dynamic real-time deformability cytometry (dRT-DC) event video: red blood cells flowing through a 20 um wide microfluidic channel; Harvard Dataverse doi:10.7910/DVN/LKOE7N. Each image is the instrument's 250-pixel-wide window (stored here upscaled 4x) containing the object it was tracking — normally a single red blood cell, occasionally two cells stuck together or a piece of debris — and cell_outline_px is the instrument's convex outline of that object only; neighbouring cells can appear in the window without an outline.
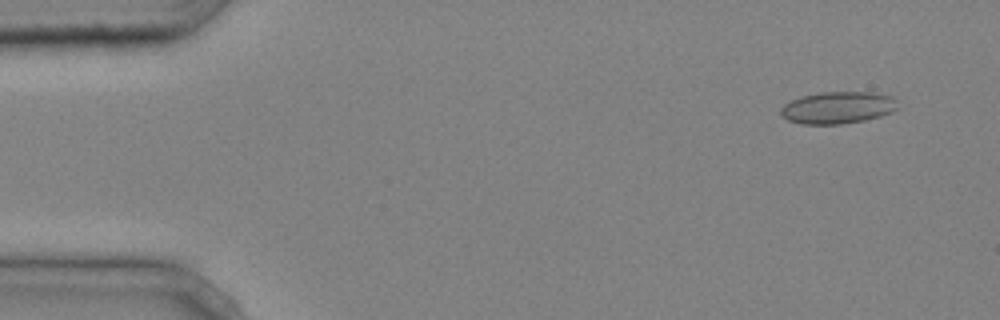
{"species": "common noctule bat (a hibernating species)", "species_latin": "Nyctalus noctula", "temperature_condition": "cold", "stored_images_in_passage": 43, "camera_frame_rate_fps": 3000, "um_per_image_px": 0.085, "animal": {"sex": "male", "body_mass_g": 20.4}, "frame": {"image": 1, "passage_image": 4, "time_ms": 1.0, "image_size_px": [1000, 320], "cell_outline_px": [[900, 108], [892, 112], [880, 116], [864, 120], [840, 124], [804, 124], [788, 120], [780, 116], [780, 108], [784, 104], [800, 96], [820, 92], [872, 92], [892, 96], [896, 100]], "centroid_in_image_um": [71.22, 9.14], "position_along_channel_um": 13.8, "area_um2": 22.02}}
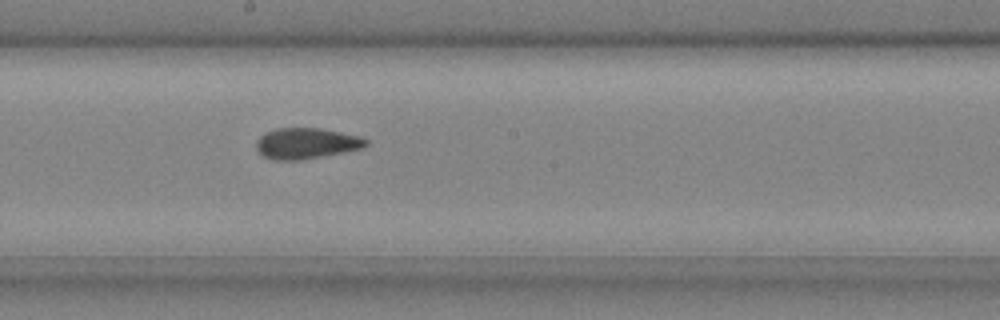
{"frame": {"image": 2, "passage_image": 26, "time_ms": 8.333, "image_size_px": [1000, 320], "cell_outline_px": [[368, 144], [360, 148], [300, 160], [272, 160], [264, 156], [256, 148], [256, 140], [260, 136], [268, 132], [280, 128], [320, 128], [360, 136], [368, 140]], "centroid_in_image_um": [26.01, 12.18], "position_along_channel_um": 222.2, "area_um2": 19.36}}
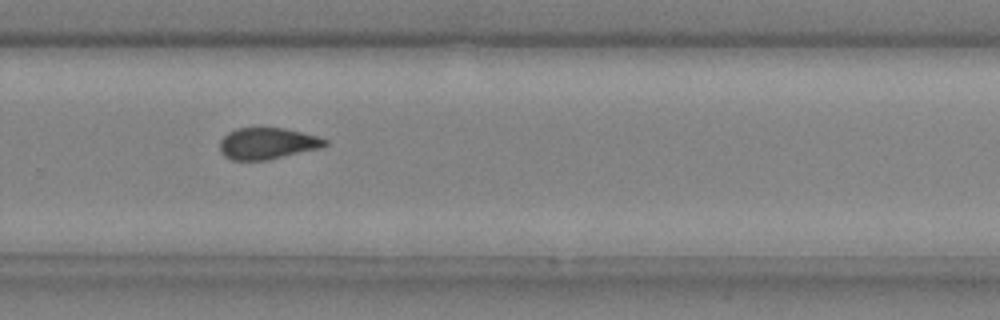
{"frame": {"image": 3, "passage_image": 32, "time_ms": 10.333, "image_size_px": [1000, 320], "cell_outline_px": [[328, 144], [320, 148], [268, 160], [232, 160], [224, 156], [220, 152], [220, 140], [228, 132], [236, 128], [284, 128], [316, 136], [328, 140]], "centroid_in_image_um": [22.7, 12.2], "position_along_channel_um": 307.1, "area_um2": 19.25}, "authors_computed_cell_mechanics": {"area_um2": 19.941, "velocity_mm_per_s": 4.2551, "shape_relaxation_time_tau1_ms": 4.6407, "shape_relaxation_time_tau2_ms": 2.5134, "deformation_change_tau1": 0.084, "deformation_change_tau2": 0.0767}}